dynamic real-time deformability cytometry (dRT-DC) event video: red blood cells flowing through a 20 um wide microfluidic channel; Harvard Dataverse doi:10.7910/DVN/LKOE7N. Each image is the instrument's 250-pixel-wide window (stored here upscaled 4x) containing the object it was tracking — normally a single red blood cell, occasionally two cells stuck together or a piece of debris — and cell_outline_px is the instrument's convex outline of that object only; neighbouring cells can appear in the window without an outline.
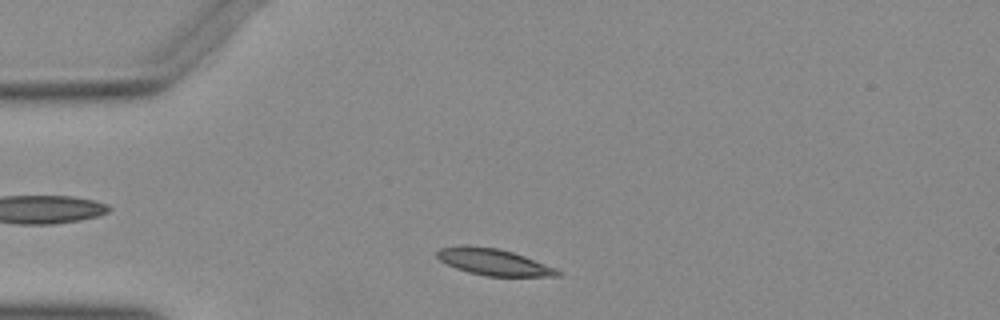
{"species": "Egyptian fruit bat (a non-hibernating species)", "species_latin": "Rousettus aegyptiacus", "temperature_condition": "warm", "stored_images_in_passage": 37, "camera_frame_rate_fps": 3000, "um_per_image_px": 0.085, "animal": {"sex": "female"}, "frame": {"image": 1, "passage_image": 4, "time_ms": 1.0, "image_size_px": [1000, 320], "cell_outline_px": [[560, 276], [488, 276], [468, 272], [456, 268], [440, 260], [436, 256], [436, 252], [440, 248], [460, 244], [500, 248], [524, 256], [556, 268], [560, 272]], "centroid_in_image_um": [41.92, 22.25], "position_along_channel_um": 43.1, "area_um2": 18.61}}
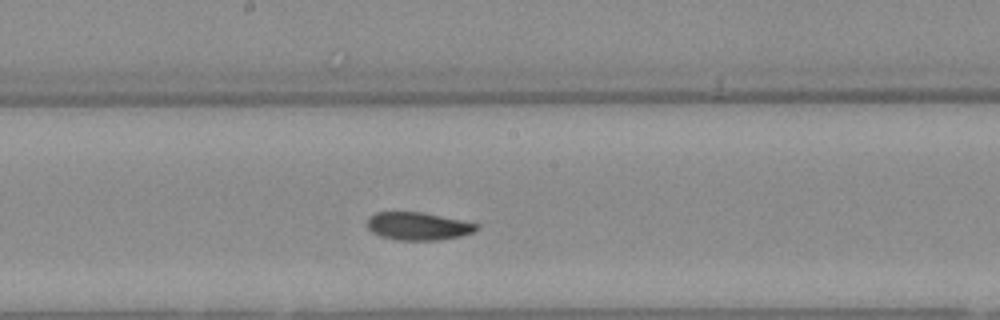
{"frame": {"image": 2, "passage_image": 19, "time_ms": 6.0, "image_size_px": [1000, 320], "cell_outline_px": [[480, 228], [472, 232], [460, 236], [440, 240], [396, 240], [380, 236], [372, 232], [368, 228], [368, 216], [376, 212], [424, 212], [480, 224]], "centroid_in_image_um": [35.55, 19.22], "position_along_channel_um": 212.7, "area_um2": 17.86}}
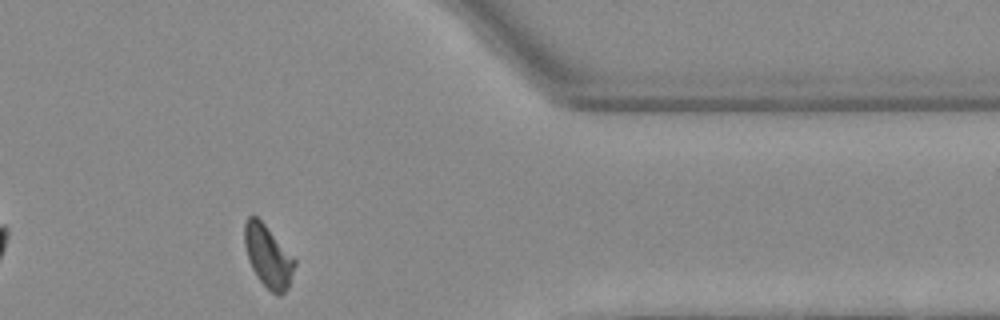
{"frame": {"image": 3, "passage_image": 34, "time_ms": 11.0, "image_size_px": [1000, 320], "cell_outline_px": [[296, 264], [288, 288], [280, 296], [276, 296], [256, 276], [248, 260], [244, 244], [244, 224], [248, 216], [256, 216], [264, 224], [296, 260]], "centroid_in_image_um": [22.78, 21.8], "position_along_channel_um": 388.6, "area_um2": 17.98}}